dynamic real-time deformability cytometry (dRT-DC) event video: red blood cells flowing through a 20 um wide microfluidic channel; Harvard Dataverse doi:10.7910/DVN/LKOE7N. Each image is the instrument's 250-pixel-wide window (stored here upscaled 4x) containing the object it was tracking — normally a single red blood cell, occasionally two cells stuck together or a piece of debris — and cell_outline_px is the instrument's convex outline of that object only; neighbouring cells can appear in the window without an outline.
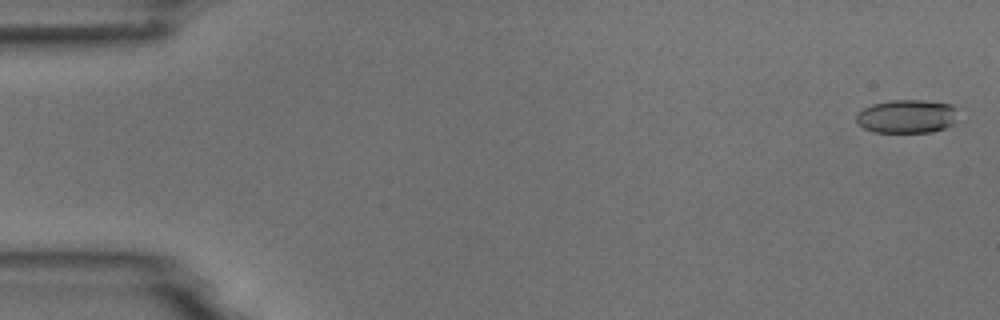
{"species": "common noctule bat (a hibernating species)", "species_latin": "Nyctalus noctula", "temperature_condition": "room temperature", "stored_images_in_passage": 5, "camera_frame_rate_fps": 3000, "um_per_image_px": 0.085, "animal": {"sex": "male", "body_mass_g": 18.8}, "frame": {"image": 1, "passage_image": 1, "time_ms": 0.0, "image_size_px": [1000, 320], "cell_outline_px": [[952, 124], [944, 128], [932, 132], [872, 132], [864, 128], [856, 120], [856, 116], [864, 108], [872, 104], [892, 100], [920, 100], [952, 104]], "centroid_in_image_um": [77.0, 9.9], "position_along_channel_um": 8.0, "area_um2": 19.31}}
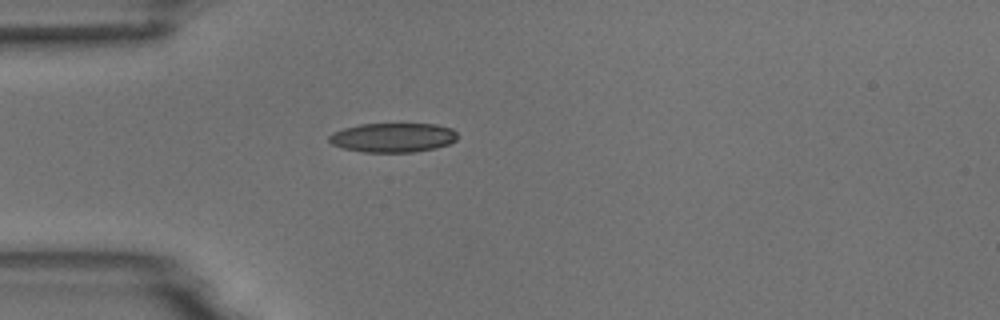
{"frame": {"image": 2, "passage_image": 5, "time_ms": 4.667, "image_size_px": [1000, 320], "cell_outline_px": [[460, 136], [456, 140], [448, 144], [436, 148], [412, 152], [360, 152], [344, 148], [332, 144], [328, 140], [328, 136], [332, 132], [344, 128], [360, 124], [436, 124], [452, 128]], "centroid_in_image_um": [33.41, 11.69], "position_along_channel_um": 51.6, "area_um2": 22.08}}